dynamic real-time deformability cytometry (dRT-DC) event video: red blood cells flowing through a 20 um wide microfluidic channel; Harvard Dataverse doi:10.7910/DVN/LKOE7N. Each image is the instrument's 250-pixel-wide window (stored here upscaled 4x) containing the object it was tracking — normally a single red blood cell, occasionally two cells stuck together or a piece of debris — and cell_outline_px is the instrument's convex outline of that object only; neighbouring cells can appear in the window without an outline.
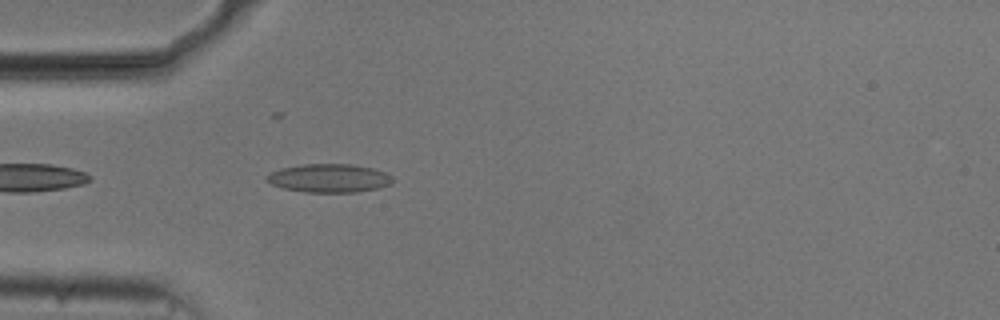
{"species": "common noctule bat (a hibernating species)", "species_latin": "Nyctalus noctula", "temperature_condition": "cold", "stored_images_in_passage": 39, "camera_frame_rate_fps": 3000, "um_per_image_px": 0.085, "animal": {"sex": "male", "body_mass_g": 20.5, "forearm_length_mm": 52.5}, "frame": {"image": 1, "passage_image": 1, "time_ms": 0.0, "image_size_px": [1000, 320], "cell_outline_px": [[396, 180], [392, 184], [380, 188], [356, 192], [304, 192], [284, 188], [272, 184], [264, 180], [264, 176], [280, 168], [304, 164], [352, 164], [372, 168], [384, 172], [392, 176]], "centroid_in_image_um": [28.0, 15.14], "position_along_channel_um": 57.0, "area_um2": 21.1}}
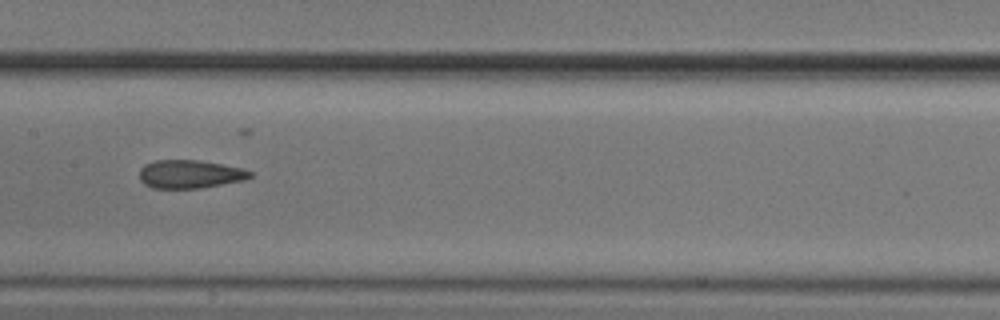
{"frame": {"image": 2, "passage_image": 12, "time_ms": 3.667, "image_size_px": [1000, 320], "cell_outline_px": [[252, 176], [244, 180], [200, 188], [152, 188], [144, 184], [140, 180], [140, 168], [144, 164], [156, 160], [200, 160], [244, 168], [252, 172]], "centroid_in_image_um": [16.14, 14.79], "position_along_channel_um": 191.3, "area_um2": 18.32}}
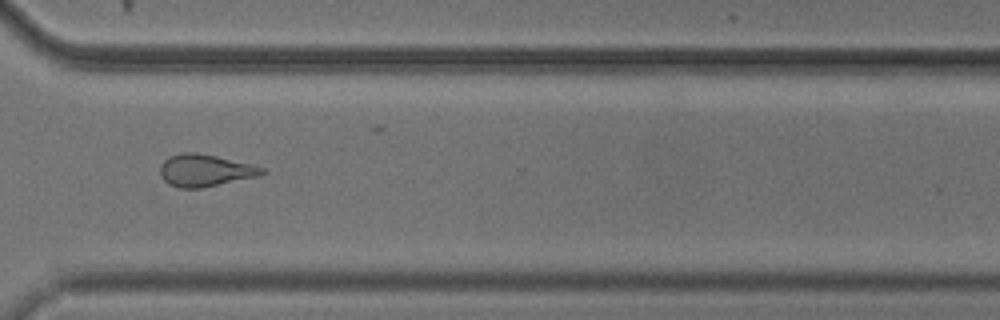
{"frame": {"image": 3, "passage_image": 25, "time_ms": 8.0, "image_size_px": [1000, 320], "cell_outline_px": [[268, 172], [256, 176], [200, 188], [180, 188], [168, 184], [160, 176], [160, 164], [168, 156], [180, 152], [196, 152], [216, 156], [252, 164], [264, 168]], "centroid_in_image_um": [17.38, 14.47], "position_along_channel_um": 353.2, "area_um2": 19.07}, "authors_computed_cell_mechanics": {"area_um2": 18.6694, "velocity_mm_per_s": 3.7516, "shape_relaxation_time_tau1_ms": 5.6949, "shape_relaxation_time_tau2_ms": 1.8759, "deformation_change_tau1": 0.1621, "deformation_change_tau2": 0.1032}}